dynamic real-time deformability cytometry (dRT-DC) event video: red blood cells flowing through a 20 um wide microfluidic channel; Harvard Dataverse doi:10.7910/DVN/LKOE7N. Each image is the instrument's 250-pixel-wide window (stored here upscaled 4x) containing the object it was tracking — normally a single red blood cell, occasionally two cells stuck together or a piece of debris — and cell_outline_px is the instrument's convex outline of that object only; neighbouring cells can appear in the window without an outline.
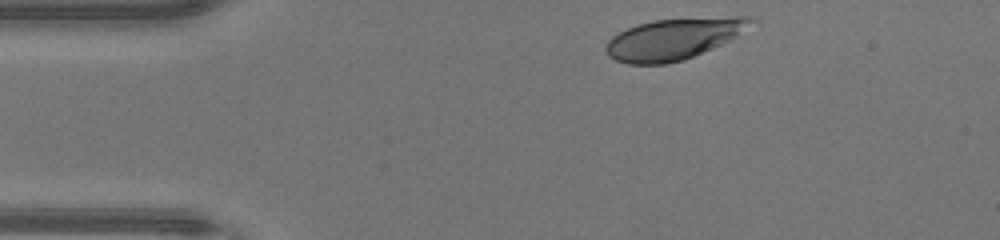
{"species": "human", "species_latin": "Homo sapiens", "temperature_condition": "warm", "stored_images_in_passage": 32, "camera_frame_rate_fps": 3000, "um_per_image_px": 0.085, "donor": {"sex": "male"}, "frame": {"image": 1, "passage_image": 1, "time_ms": 0.0, "image_size_px": [1000, 240], "cell_outline_px": [[760, 20], [736, 36], [712, 48], [684, 60], [664, 64], [628, 64], [616, 60], [608, 56], [604, 52], [604, 48], [608, 40], [612, 36], [636, 24], [652, 20], [736, 16], [752, 16]], "centroid_in_image_um": [57.27, 3.29], "position_along_channel_um": 27.7, "area_um2": 35.03}}
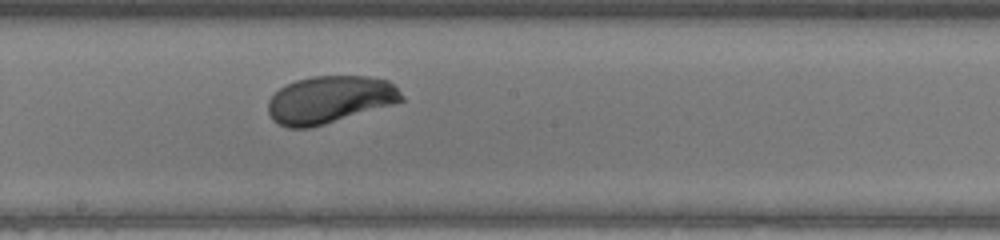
{"frame": {"image": 2, "passage_image": 18, "time_ms": 5.667, "image_size_px": [1000, 240], "cell_outline_px": [[404, 100], [392, 104], [324, 124], [308, 128], [288, 128], [272, 120], [268, 112], [268, 100], [280, 88], [296, 80], [312, 76], [368, 76], [388, 80], [396, 84], [404, 96]], "centroid_in_image_um": [28.04, 8.45], "position_along_channel_um": 220.2, "area_um2": 36.76}}
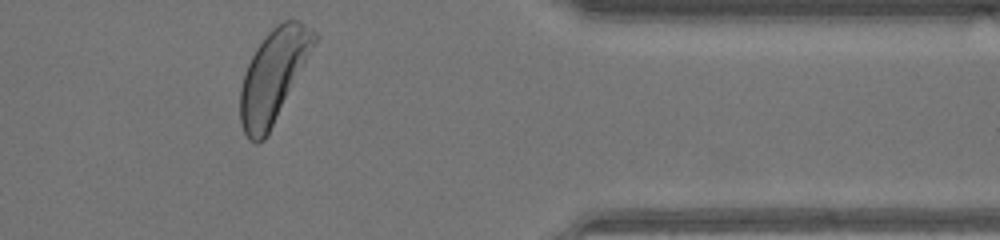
{"frame": {"image": 3, "passage_image": 31, "time_ms": 10.0, "image_size_px": [1000, 240], "cell_outline_px": [[320, 36], [264, 140], [256, 144], [248, 140], [244, 132], [240, 120], [240, 88], [244, 72], [256, 48], [264, 36], [276, 24], [284, 20], [300, 20], [312, 28]], "centroid_in_image_um": [23.24, 6.4], "position_along_channel_um": 388.2, "area_um2": 39.54}, "authors_computed_cell_mechanics": {"area_um2": 36.8475, "velocity_mm_per_s": 4.4245, "shape_relaxation_time_tau1_ms": 2.8862, "shape_relaxation_time_tau2_ms": null, "deformation_change_tau1": 0.1622, "deformation_change_tau2": null}}